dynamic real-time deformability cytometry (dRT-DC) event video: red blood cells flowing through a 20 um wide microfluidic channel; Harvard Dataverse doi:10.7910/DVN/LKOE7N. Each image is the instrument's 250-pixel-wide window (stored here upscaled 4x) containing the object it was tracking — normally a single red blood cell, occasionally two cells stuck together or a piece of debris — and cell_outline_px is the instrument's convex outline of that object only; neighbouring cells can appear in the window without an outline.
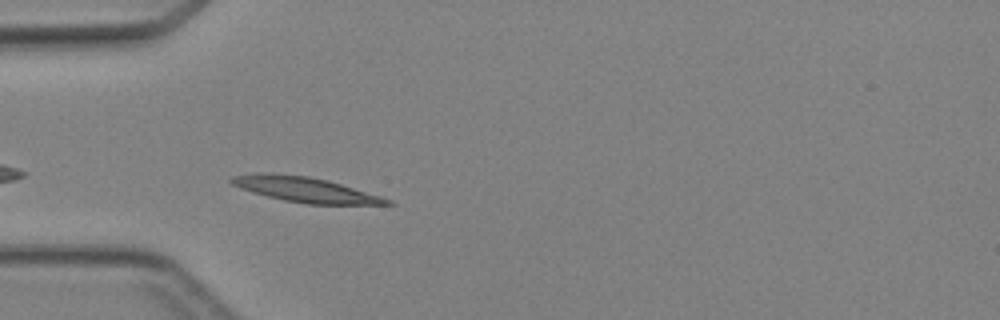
{"species": "Egyptian fruit bat (a non-hibernating species)", "species_latin": "Rousettus aegyptiacus", "temperature_condition": "cold", "stored_images_in_passage": 4, "camera_frame_rate_fps": 3000, "um_per_image_px": 0.085, "animal": {"sex": "female"}, "frame": {"image": 1, "passage_image": 4, "time_ms": 3.333, "image_size_px": [1000, 320], "cell_outline_px": [[396, 204], [304, 204], [284, 200], [252, 192], [240, 188], [232, 184], [228, 180], [232, 176], [260, 172], [264, 172], [308, 176], [328, 180], [380, 196], [392, 200]], "centroid_in_image_um": [25.9, 16.1], "position_along_channel_um": 59.1, "area_um2": 22.6}}